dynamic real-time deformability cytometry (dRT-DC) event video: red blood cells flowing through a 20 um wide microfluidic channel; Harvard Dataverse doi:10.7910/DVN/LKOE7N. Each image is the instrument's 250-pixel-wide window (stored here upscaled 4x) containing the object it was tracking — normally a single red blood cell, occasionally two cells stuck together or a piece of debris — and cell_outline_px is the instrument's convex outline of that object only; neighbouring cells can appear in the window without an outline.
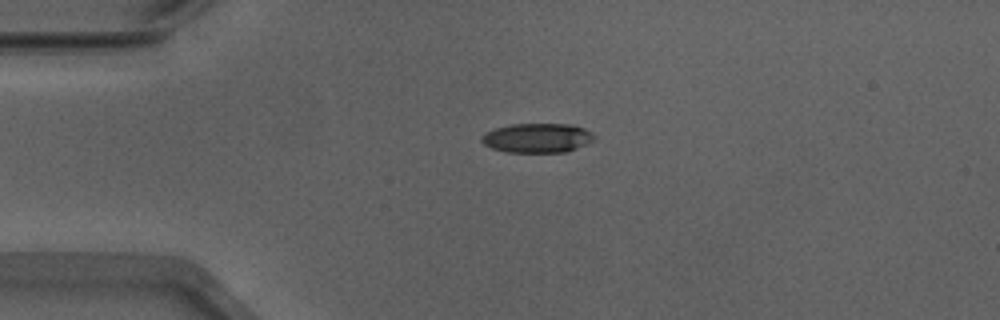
{"species": "Egyptian fruit bat (a non-hibernating species)", "species_latin": "Rousettus aegyptiacus", "temperature_condition": "warm", "stored_images_in_passage": 30, "camera_frame_rate_fps": 3000, "um_per_image_px": 0.085, "animal": {"sex": "male"}, "frame": {"image": 1, "passage_image": 1, "time_ms": 0.0, "image_size_px": [1000, 320], "cell_outline_px": [[596, 136], [592, 140], [576, 148], [564, 152], [508, 152], [492, 148], [484, 144], [480, 140], [480, 136], [484, 132], [496, 128], [512, 124], [572, 124], [584, 128], [592, 132]], "centroid_in_image_um": [45.64, 11.71], "position_along_channel_um": 39.4, "area_um2": 19.25}}
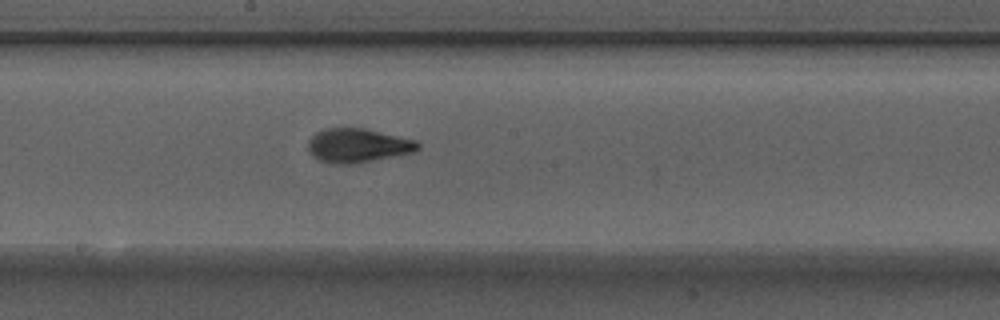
{"frame": {"image": 2, "passage_image": 17, "time_ms": 5.333, "image_size_px": [1000, 320], "cell_outline_px": [[420, 148], [416, 152], [356, 164], [332, 164], [320, 160], [312, 156], [308, 152], [308, 140], [316, 132], [324, 128], [364, 128], [416, 140], [420, 144]], "centroid_in_image_um": [30.42, 12.38], "position_along_channel_um": 217.8, "area_um2": 22.08}}
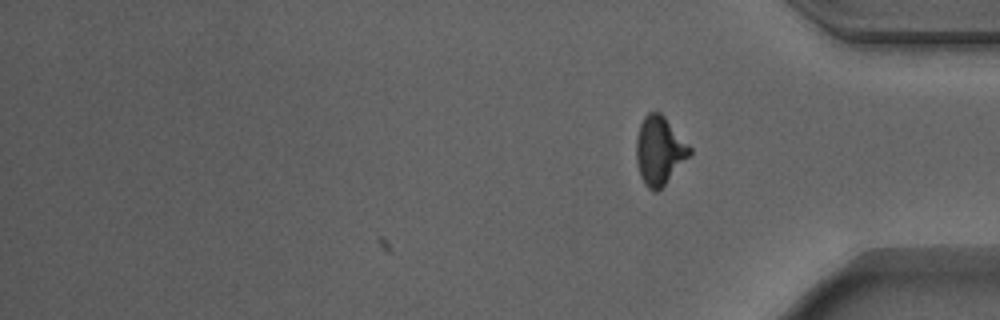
{"frame": {"image": 3, "passage_image": 30, "time_ms": 9.667, "image_size_px": [1000, 320], "cell_outline_px": [[692, 152], [664, 184], [656, 192], [652, 192], [644, 184], [640, 176], [636, 160], [636, 136], [640, 124], [644, 116], [648, 112], [660, 112], [664, 116], [692, 148]], "centroid_in_image_um": [56.02, 12.78], "position_along_channel_um": 379.2, "area_um2": 21.1}, "authors_computed_cell_mechanics": {"area_um2": 20.6924, "velocity_mm_per_s": 3.9117, "shape_relaxation_time_tau1_ms": 4.2593, "shape_relaxation_time_tau2_ms": 1.2006, "deformation_change_tau1": 0.1713, "deformation_change_tau2": 0.0719}}